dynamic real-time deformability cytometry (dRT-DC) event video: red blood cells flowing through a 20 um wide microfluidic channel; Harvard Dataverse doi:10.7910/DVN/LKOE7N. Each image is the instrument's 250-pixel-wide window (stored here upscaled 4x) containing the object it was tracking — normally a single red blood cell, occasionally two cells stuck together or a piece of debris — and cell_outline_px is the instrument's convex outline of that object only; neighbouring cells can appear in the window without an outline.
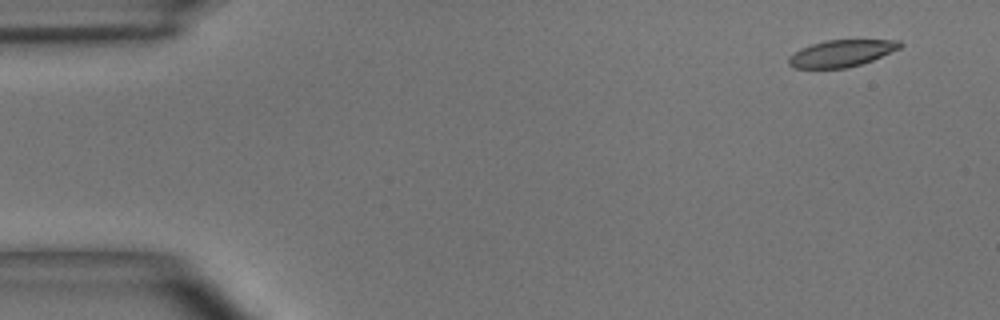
{"species": "common noctule bat (a hibernating species)", "species_latin": "Nyctalus noctula", "temperature_condition": "room temperature", "stored_images_in_passage": 4, "camera_frame_rate_fps": 3000, "um_per_image_px": 0.085, "animal": {"sex": "male", "body_mass_g": 15.6}, "frame": {"image": 1, "passage_image": 1, "time_ms": 0.0, "image_size_px": [1000, 320], "cell_outline_px": [[904, 44], [900, 48], [872, 60], [848, 68], [792, 68], [788, 64], [788, 56], [800, 48], [824, 40], [900, 40]], "centroid_in_image_um": [71.49, 4.53], "position_along_channel_um": 13.5, "area_um2": 17.46}}